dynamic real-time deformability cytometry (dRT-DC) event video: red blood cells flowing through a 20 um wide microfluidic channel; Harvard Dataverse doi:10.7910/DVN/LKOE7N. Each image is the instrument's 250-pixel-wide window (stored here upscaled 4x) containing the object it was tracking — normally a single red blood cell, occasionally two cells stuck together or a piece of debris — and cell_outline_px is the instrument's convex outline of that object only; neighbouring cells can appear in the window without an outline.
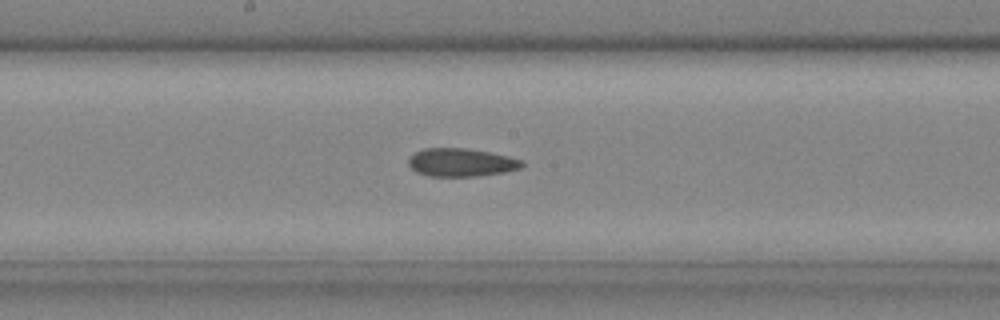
{"species": "common noctule bat (a hibernating species)", "species_latin": "Nyctalus noctula", "temperature_condition": "cold", "stored_images_in_passage": 31, "camera_frame_rate_fps": 3000, "um_per_image_px": 0.085, "animal": {"sex": "male", "body_mass_g": 20.4}, "frame": {"image": 1, "passage_image": 18, "time_ms": 5.667, "image_size_px": [1000, 320], "cell_outline_px": [[524, 164], [520, 168], [504, 172], [476, 176], [428, 176], [416, 172], [408, 164], [408, 156], [424, 148], [464, 148], [488, 152], [508, 156], [524, 160]], "centroid_in_image_um": [39.18, 13.8], "position_along_channel_um": 209.0, "area_um2": 18.61}}